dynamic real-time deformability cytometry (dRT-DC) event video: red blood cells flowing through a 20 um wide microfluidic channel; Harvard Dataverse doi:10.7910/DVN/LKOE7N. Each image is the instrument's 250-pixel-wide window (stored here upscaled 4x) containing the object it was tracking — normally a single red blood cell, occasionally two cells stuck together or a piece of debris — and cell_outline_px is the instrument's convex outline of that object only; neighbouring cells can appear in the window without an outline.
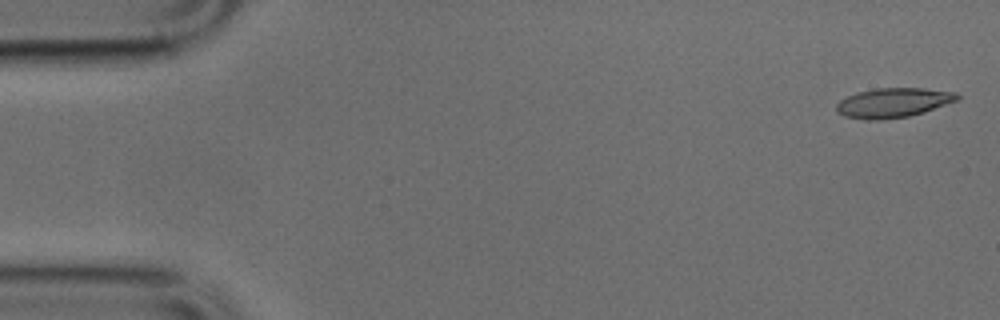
{"species": "common noctule bat (a hibernating species)", "species_latin": "Nyctalus noctula", "temperature_condition": "cold", "stored_images_in_passage": 49, "camera_frame_rate_fps": 3000, "um_per_image_px": 0.085, "animal": {"sex": "male", "body_mass_g": 17.9, "forearm_length_mm": 54.2}, "frame": {"image": 1, "passage_image": 1, "time_ms": 0.0, "image_size_px": [1000, 320], "cell_outline_px": [[960, 100], [924, 112], [908, 116], [880, 120], [864, 120], [844, 116], [836, 112], [836, 104], [840, 100], [856, 92], [876, 88], [924, 88], [956, 92], [960, 96]], "centroid_in_image_um": [75.93, 8.73], "position_along_channel_um": 9.1, "area_um2": 21.04}}
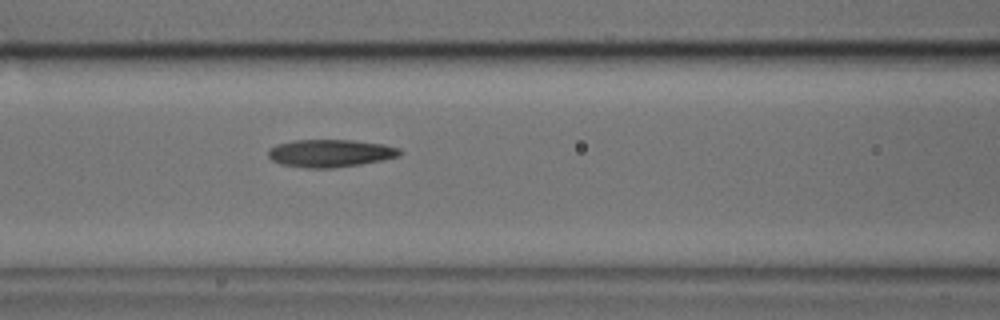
{"frame": {"image": 2, "passage_image": 20, "time_ms": 6.333, "image_size_px": [1000, 320], "cell_outline_px": [[404, 152], [400, 156], [384, 160], [360, 164], [332, 168], [304, 168], [280, 164], [272, 160], [268, 156], [268, 148], [276, 144], [292, 140], [352, 140], [384, 144], [400, 148]], "centroid_in_image_um": [28.08, 13.02], "position_along_channel_um": 138.5, "area_um2": 21.5}}
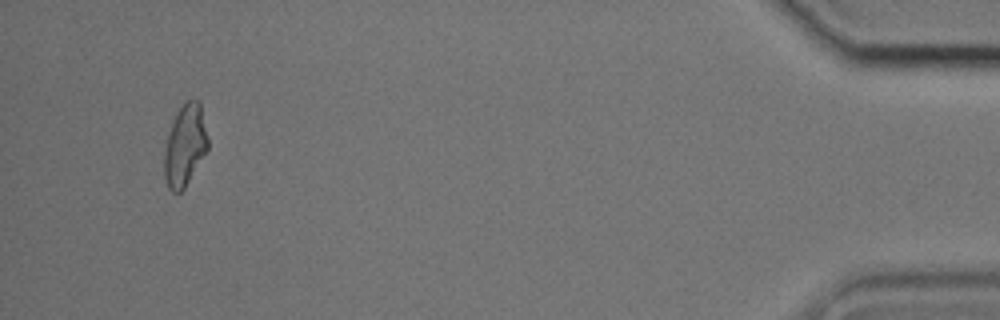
{"frame": {"image": 3, "passage_image": 47, "time_ms": 15.333, "image_size_px": [1000, 320], "cell_outline_px": [[208, 152], [184, 188], [180, 192], [172, 192], [168, 188], [164, 176], [164, 148], [176, 112], [188, 100], [200, 100], [208, 136]], "centroid_in_image_um": [15.75, 12.38], "position_along_channel_um": 419.5, "area_um2": 20.87}}